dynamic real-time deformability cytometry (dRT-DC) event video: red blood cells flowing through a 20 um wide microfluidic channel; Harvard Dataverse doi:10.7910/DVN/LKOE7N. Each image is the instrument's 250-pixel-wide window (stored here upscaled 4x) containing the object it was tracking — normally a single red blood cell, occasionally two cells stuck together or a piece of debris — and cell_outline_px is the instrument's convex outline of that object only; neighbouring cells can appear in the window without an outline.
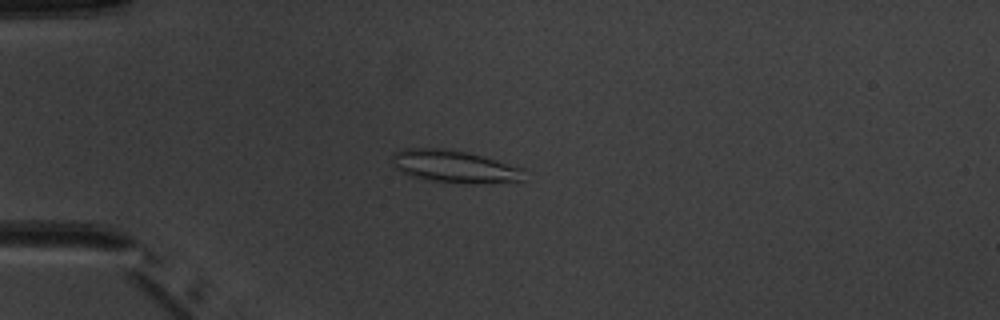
{"species": "common noctule bat (a hibernating species)", "species_latin": "Nyctalus noctula", "temperature_condition": "warm", "stored_images_in_passage": 5, "camera_frame_rate_fps": 3000, "um_per_image_px": 0.085, "animal": {"sex": "male", "body_mass_g": 20.1, "forearm_length_mm": 53.5}, "frame": {"image": 1, "passage_image": 3, "time_ms": 2.333, "image_size_px": [1000, 320], "cell_outline_px": [[524, 184], [468, 184], [432, 180], [412, 176], [400, 172], [392, 164], [392, 152], [404, 148], [444, 148], [468, 152], [524, 168]], "centroid_in_image_um": [38.73, 14.18], "position_along_channel_um": 46.3, "area_um2": 25.78}}